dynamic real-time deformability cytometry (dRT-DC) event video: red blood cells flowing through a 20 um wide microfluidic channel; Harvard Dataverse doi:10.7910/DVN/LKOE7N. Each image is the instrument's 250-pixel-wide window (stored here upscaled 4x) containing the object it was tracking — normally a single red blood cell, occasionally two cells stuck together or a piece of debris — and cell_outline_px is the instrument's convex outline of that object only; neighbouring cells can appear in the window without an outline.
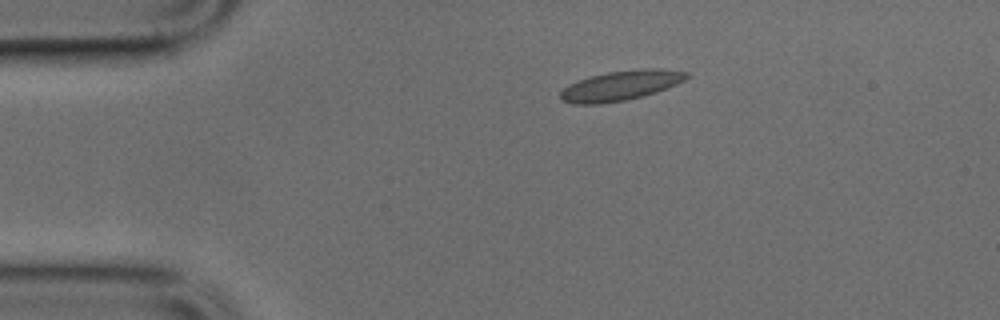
{"species": "common noctule bat (a hibernating species)", "species_latin": "Nyctalus noctula", "temperature_condition": "cold", "stored_images_in_passage": 41, "camera_frame_rate_fps": 3000, "um_per_image_px": 0.085, "animal": {"sex": "male", "body_mass_g": 17.9, "forearm_length_mm": 54.2}, "frame": {"image": 1, "passage_image": 1, "time_ms": 0.0, "image_size_px": [1000, 320], "cell_outline_px": [[688, 76], [684, 80], [676, 84], [656, 92], [644, 96], [628, 100], [600, 104], [572, 104], [560, 100], [560, 92], [568, 84], [592, 76], [608, 72], [644, 68], [664, 68], [688, 72]], "centroid_in_image_um": [52.76, 7.28], "position_along_channel_um": 32.2, "area_um2": 22.02}}
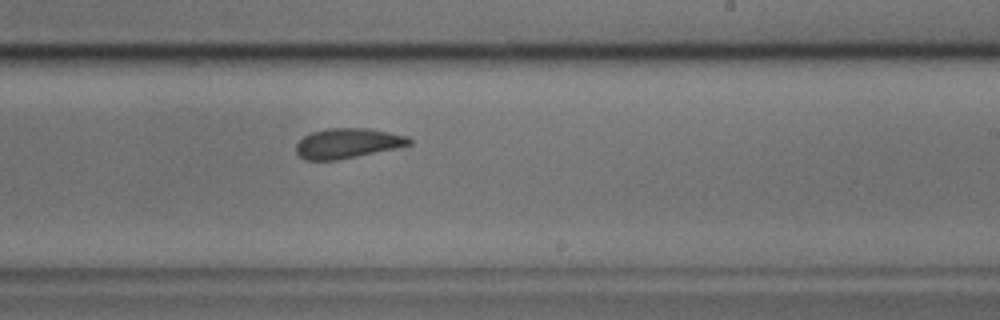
{"frame": {"image": 2, "passage_image": 21, "time_ms": 6.667, "image_size_px": [1000, 320], "cell_outline_px": [[412, 144], [396, 148], [336, 160], [304, 160], [296, 152], [296, 144], [304, 136], [312, 132], [328, 128], [368, 128], [408, 136], [412, 140]], "centroid_in_image_um": [29.54, 12.17], "position_along_channel_um": 259.5, "area_um2": 19.65}}
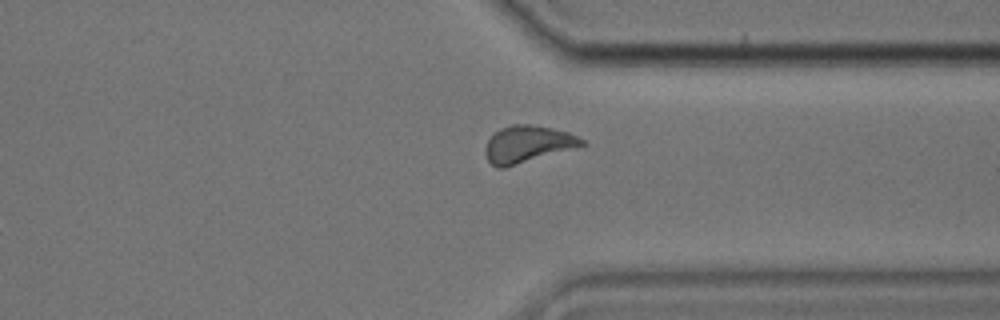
{"frame": {"image": 3, "passage_image": 29, "time_ms": 9.333, "image_size_px": [1000, 320], "cell_outline_px": [[588, 144], [504, 168], [496, 168], [488, 160], [484, 152], [484, 148], [492, 132], [500, 128], [512, 124], [532, 124], [552, 128], [568, 132], [584, 140]], "centroid_in_image_um": [44.81, 12.24], "position_along_channel_um": 366.6, "area_um2": 20.87}}